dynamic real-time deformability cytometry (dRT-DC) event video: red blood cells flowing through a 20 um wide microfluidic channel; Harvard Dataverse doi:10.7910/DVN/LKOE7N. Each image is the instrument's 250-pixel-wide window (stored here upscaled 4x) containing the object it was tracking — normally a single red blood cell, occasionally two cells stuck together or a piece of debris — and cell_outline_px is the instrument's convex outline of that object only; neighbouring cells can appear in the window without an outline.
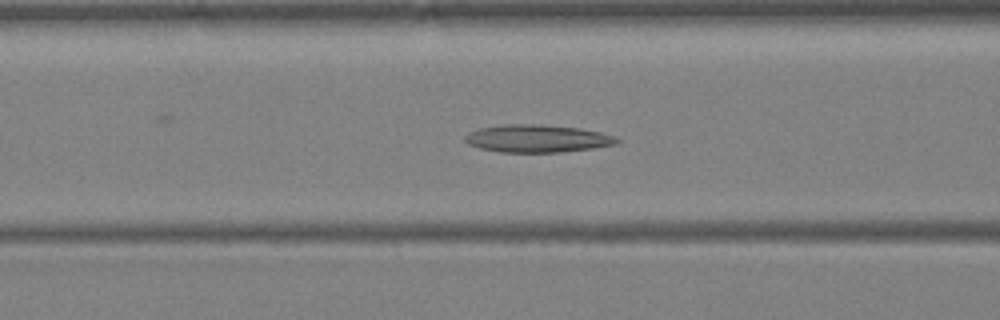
{"species": "Egyptian fruit bat (a non-hibernating species)", "species_latin": "Rousettus aegyptiacus", "temperature_condition": "warm", "stored_images_in_passage": 41, "camera_frame_rate_fps": 3000, "um_per_image_px": 0.085, "animal": {"sex": "female"}, "frame": {"image": 1, "passage_image": 17, "time_ms": 5.333, "image_size_px": [1000, 320], "cell_outline_px": [[620, 140], [616, 144], [592, 148], [560, 152], [500, 152], [480, 148], [468, 144], [464, 140], [464, 136], [468, 132], [480, 128], [504, 124], [532, 124], [580, 128], [600, 132], [612, 136]], "centroid_in_image_um": [45.62, 11.77], "position_along_channel_um": 121.0, "area_um2": 24.28}}
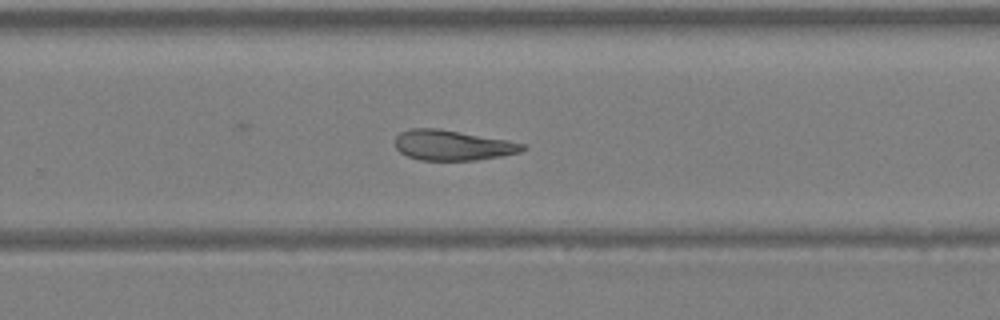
{"frame": {"image": 2, "passage_image": 27, "time_ms": 8.667, "image_size_px": [1000, 320], "cell_outline_px": [[528, 148], [520, 152], [500, 156], [476, 160], [420, 160], [408, 156], [400, 152], [396, 148], [396, 136], [400, 132], [412, 128], [436, 128], [508, 140], [524, 144]], "centroid_in_image_um": [38.47, 12.35], "position_along_channel_um": 291.3, "area_um2": 22.31}}
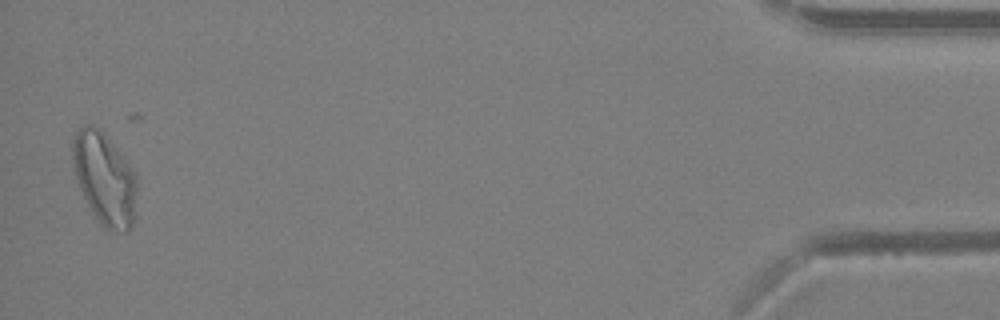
{"frame": {"image": 3, "passage_image": 40, "time_ms": 13.0, "image_size_px": [1000, 320], "cell_outline_px": [[136, 188], [132, 228], [128, 232], [124, 232], [104, 228], [100, 224], [92, 212], [80, 188], [76, 176], [72, 160], [72, 140], [76, 132], [80, 128], [88, 124], [100, 128], [132, 168], [136, 176]], "centroid_in_image_um": [8.87, 15.19], "position_along_channel_um": 426.3, "area_um2": 34.1}}